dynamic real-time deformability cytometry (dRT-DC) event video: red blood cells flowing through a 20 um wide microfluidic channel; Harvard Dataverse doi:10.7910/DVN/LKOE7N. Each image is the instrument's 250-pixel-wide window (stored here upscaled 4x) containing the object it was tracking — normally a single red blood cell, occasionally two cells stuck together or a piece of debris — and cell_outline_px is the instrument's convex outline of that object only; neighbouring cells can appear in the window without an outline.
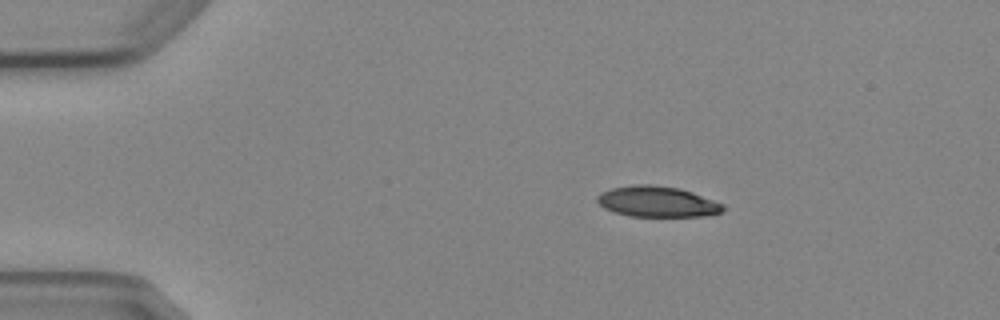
{"species": "Egyptian fruit bat (a non-hibernating species)", "species_latin": "Rousettus aegyptiacus", "temperature_condition": "cold", "stored_images_in_passage": 4, "camera_frame_rate_fps": 3000, "um_per_image_px": 0.085, "animal": {"sex": "female"}, "frame": {"image": 1, "passage_image": 1, "time_ms": 0.0, "image_size_px": [1000, 320], "cell_outline_px": [[724, 212], [708, 216], [628, 216], [604, 208], [596, 200], [596, 196], [600, 192], [612, 188], [640, 184], [652, 184], [680, 188], [692, 192], [724, 204]], "centroid_in_image_um": [55.88, 17.14], "position_along_channel_um": 29.1, "area_um2": 22.6}}
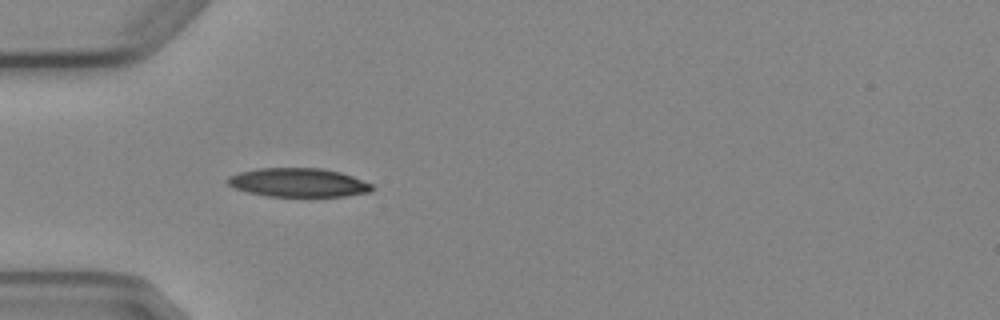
{"frame": {"image": 2, "passage_image": 3, "time_ms": 2.333, "image_size_px": [1000, 320], "cell_outline_px": [[376, 188], [372, 192], [344, 196], [268, 196], [248, 192], [236, 188], [228, 184], [224, 180], [228, 176], [240, 172], [260, 168], [320, 168], [340, 172], [352, 176], [372, 184]], "centroid_in_image_um": [25.38, 15.52], "position_along_channel_um": 59.6, "area_um2": 24.22}}
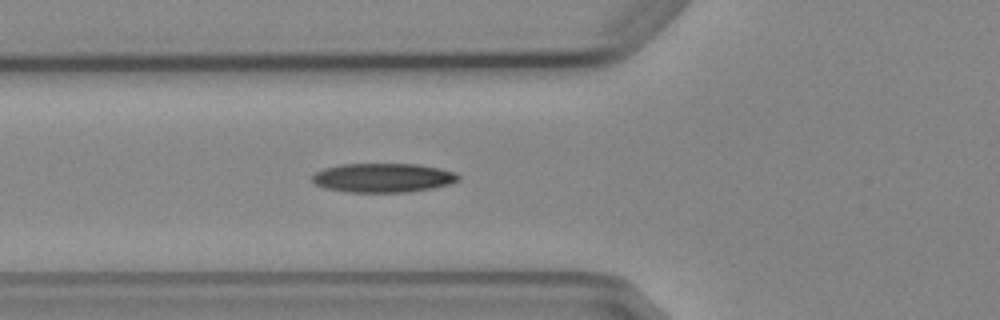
{"frame": {"image": 3, "passage_image": 4, "time_ms": 3.333, "image_size_px": [1000, 320], "cell_outline_px": [[460, 180], [448, 184], [432, 188], [408, 192], [348, 192], [324, 188], [316, 184], [312, 180], [312, 176], [316, 172], [324, 168], [340, 164], [416, 164], [440, 168], [456, 172], [460, 176]], "centroid_in_image_um": [32.57, 15.11], "position_along_channel_um": 93.2, "area_um2": 24.85}}